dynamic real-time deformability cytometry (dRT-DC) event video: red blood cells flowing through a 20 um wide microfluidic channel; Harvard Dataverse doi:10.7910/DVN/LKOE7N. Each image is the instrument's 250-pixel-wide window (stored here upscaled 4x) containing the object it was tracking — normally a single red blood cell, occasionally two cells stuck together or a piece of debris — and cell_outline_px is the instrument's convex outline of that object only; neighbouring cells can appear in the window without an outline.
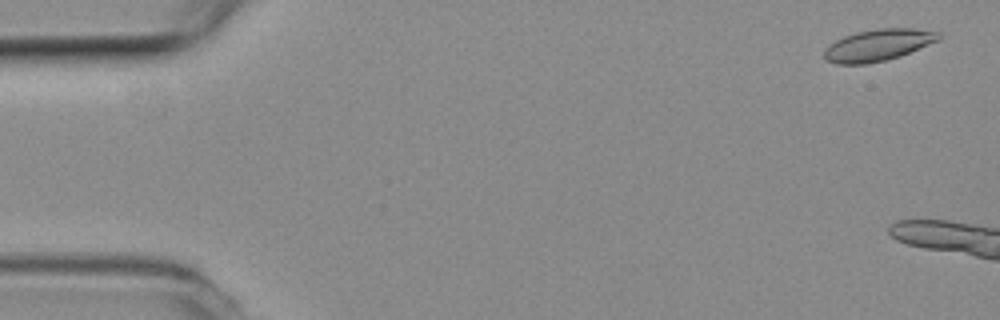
{"species": "common noctule bat (a hibernating species)", "species_latin": "Nyctalus noctula", "temperature_condition": "room temperature", "stored_images_in_passage": 7, "camera_frame_rate_fps": 3000, "um_per_image_px": 0.085, "animal": {"sex": "female", "body_mass_g": 19.3, "forearm_length_mm": 54.1}, "frame": {"image": 1, "passage_image": 1, "time_ms": 0.0, "image_size_px": [1000, 320], "cell_outline_px": [[940, 40], [900, 56], [868, 64], [836, 64], [828, 60], [824, 56], [824, 48], [828, 44], [844, 36], [856, 32], [880, 28], [912, 28], [940, 32]], "centroid_in_image_um": [74.63, 3.83], "position_along_channel_um": 10.4, "area_um2": 21.15}}